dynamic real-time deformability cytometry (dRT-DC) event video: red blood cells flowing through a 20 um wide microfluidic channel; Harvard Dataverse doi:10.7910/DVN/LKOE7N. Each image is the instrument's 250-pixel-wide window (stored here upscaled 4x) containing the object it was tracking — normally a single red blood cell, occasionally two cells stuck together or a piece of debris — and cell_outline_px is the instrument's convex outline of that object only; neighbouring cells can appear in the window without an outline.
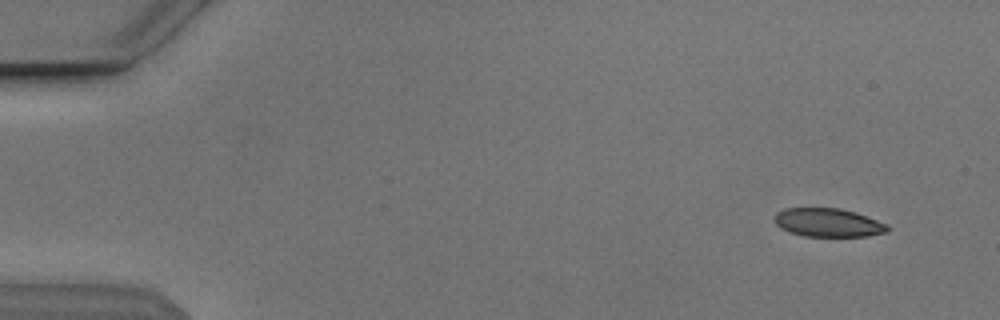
{"species": "Egyptian fruit bat (a non-hibernating species)", "species_latin": "Rousettus aegyptiacus", "temperature_condition": "cold", "stored_images_in_passage": 52, "camera_frame_rate_fps": 3000, "um_per_image_px": 0.085, "animal": {"sex": "male"}, "frame": {"image": 1, "passage_image": 3, "time_ms": 0.667, "image_size_px": [1000, 320], "cell_outline_px": [[892, 228], [888, 232], [868, 236], [804, 236], [788, 232], [780, 228], [772, 220], [776, 212], [784, 208], [840, 208], [856, 212], [888, 224]], "centroid_in_image_um": [70.39, 18.92], "position_along_channel_um": 14.6, "area_um2": 19.13}}
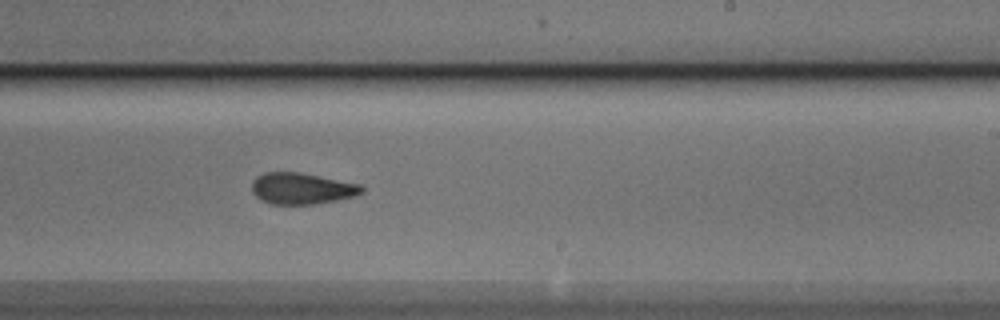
{"frame": {"image": 2, "passage_image": 32, "time_ms": 10.333, "image_size_px": [1000, 320], "cell_outline_px": [[364, 192], [356, 196], [336, 200], [312, 204], [268, 204], [260, 200], [252, 192], [252, 180], [256, 176], [264, 172], [300, 172], [360, 184], [364, 188]], "centroid_in_image_um": [25.63, 16.02], "position_along_channel_um": 263.4, "area_um2": 20.23}}
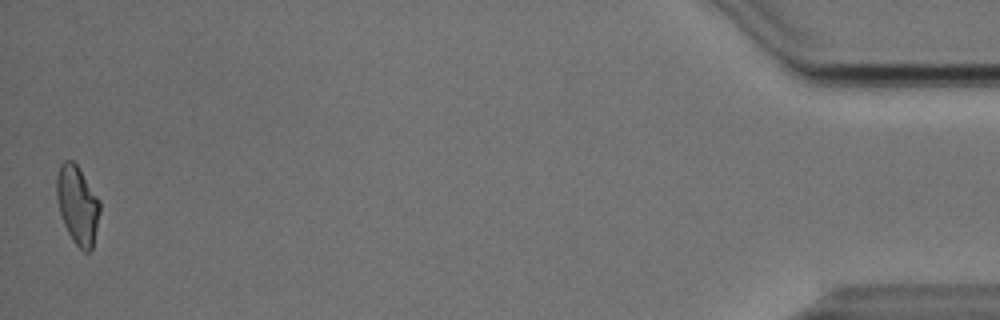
{"frame": {"image": 3, "passage_image": 52, "time_ms": 17.0, "image_size_px": [1000, 320], "cell_outline_px": [[100, 212], [92, 248], [88, 252], [84, 252], [72, 240], [60, 216], [56, 196], [56, 176], [60, 164], [64, 160], [72, 160], [76, 164], [100, 200]], "centroid_in_image_um": [6.57, 17.41], "position_along_channel_um": 428.6, "area_um2": 19.77}, "authors_computed_cell_mechanics": {"area_um2": 20.2878, "velocity_mm_per_s": 3.8412, "shape_relaxation_time_tau1_ms": 5.0957, "shape_relaxation_time_tau2_ms": 1.8693, "deformation_change_tau1": 0.1387, "deformation_change_tau2": 0.09}}